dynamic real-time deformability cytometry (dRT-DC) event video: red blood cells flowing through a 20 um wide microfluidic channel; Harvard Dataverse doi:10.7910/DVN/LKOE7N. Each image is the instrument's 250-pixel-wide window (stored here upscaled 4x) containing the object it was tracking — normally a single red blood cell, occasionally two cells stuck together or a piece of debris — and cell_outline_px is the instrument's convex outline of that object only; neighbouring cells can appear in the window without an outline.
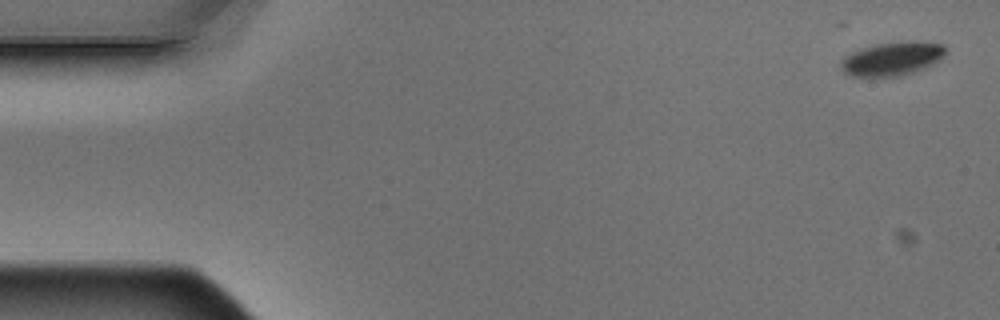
{"species": "Egyptian fruit bat (a non-hibernating species)", "species_latin": "Rousettus aegyptiacus", "temperature_condition": "warm", "stored_images_in_passage": 5, "camera_frame_rate_fps": 3000, "um_per_image_px": 0.085, "animal": {"sex": "male"}, "frame": {"image": 1, "passage_image": 1, "time_ms": 0.0, "image_size_px": [1000, 320], "cell_outline_px": [[944, 56], [940, 60], [924, 68], [900, 76], [852, 76], [844, 72], [840, 64], [840, 60], [844, 56], [852, 52], [876, 44], [908, 40], [944, 44]], "centroid_in_image_um": [75.83, 4.98], "position_along_channel_um": 9.2, "area_um2": 20.4}}